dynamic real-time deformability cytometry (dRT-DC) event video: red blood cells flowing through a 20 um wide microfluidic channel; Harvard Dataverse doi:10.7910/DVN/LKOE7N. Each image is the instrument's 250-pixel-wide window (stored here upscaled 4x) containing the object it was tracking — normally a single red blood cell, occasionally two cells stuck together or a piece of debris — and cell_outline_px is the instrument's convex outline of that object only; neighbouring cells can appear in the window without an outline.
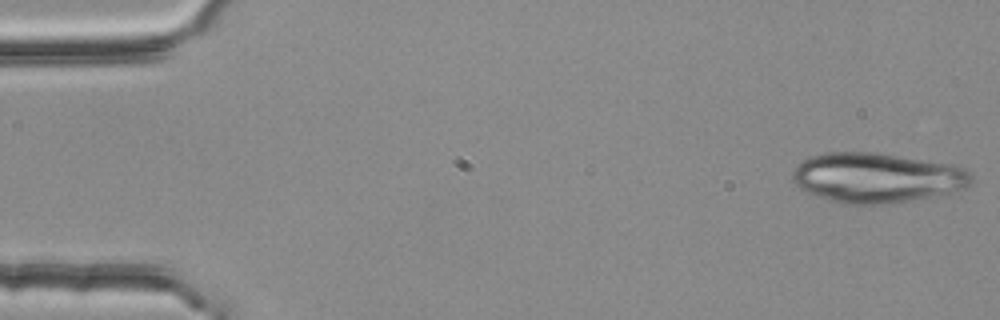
{"species": "common noctule bat (a hibernating species)", "species_latin": "Nyctalus noctula", "temperature_condition": "room temperature", "stored_images_in_passage": 3, "camera_frame_rate_fps": 3000, "um_per_image_px": 0.085, "animal": {"sex": "female", "body_mass_g": 25.1}, "frame": {"image": 1, "passage_image": 1, "time_ms": 0.0, "image_size_px": [1000, 320], "cell_outline_px": [[972, 180], [964, 188], [952, 192], [912, 200], [884, 204], [840, 204], [808, 192], [800, 188], [796, 184], [792, 176], [792, 172], [804, 160], [812, 156], [824, 152], [876, 152], [952, 164], [964, 168], [972, 176]], "centroid_in_image_um": [74.53, 15.1], "position_along_channel_um": 10.5, "area_um2": 51.73}}